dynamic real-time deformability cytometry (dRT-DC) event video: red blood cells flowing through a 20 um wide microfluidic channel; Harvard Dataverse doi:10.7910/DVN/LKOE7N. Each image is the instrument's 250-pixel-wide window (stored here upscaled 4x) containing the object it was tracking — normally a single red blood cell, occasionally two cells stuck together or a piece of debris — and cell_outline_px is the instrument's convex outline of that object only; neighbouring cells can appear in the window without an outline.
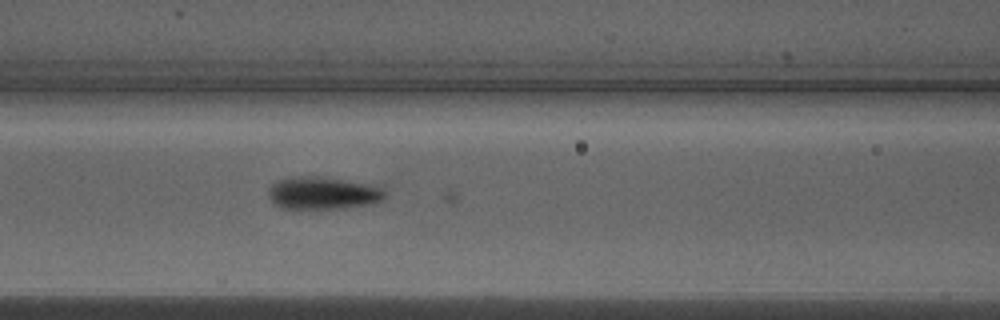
{"species": "Egyptian fruit bat (a non-hibernating species)", "species_latin": "Rousettus aegyptiacus", "temperature_condition": "warm", "stored_images_in_passage": 34, "camera_frame_rate_fps": 3000, "um_per_image_px": 0.085, "animal": {"sex": "male"}, "frame": {"image": 1, "passage_image": 5, "time_ms": 1.333, "image_size_px": [1000, 320], "cell_outline_px": [[384, 196], [380, 200], [364, 204], [336, 208], [280, 208], [268, 196], [268, 188], [272, 184], [288, 176], [316, 176], [364, 184], [384, 188]], "centroid_in_image_um": [27.33, 16.4], "position_along_channel_um": 139.3, "area_um2": 21.33}}
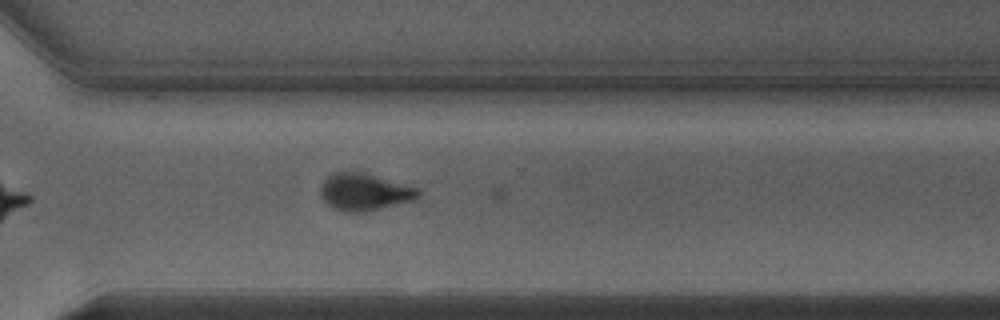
{"frame": {"image": 2, "passage_image": 20, "time_ms": 6.333, "image_size_px": [1000, 320], "cell_outline_px": [[420, 196], [412, 200], [364, 212], [344, 212], [332, 208], [324, 200], [320, 192], [320, 184], [328, 176], [336, 172], [364, 172], [420, 188]], "centroid_in_image_um": [30.97, 16.31], "position_along_channel_um": 339.6, "area_um2": 21.1}}
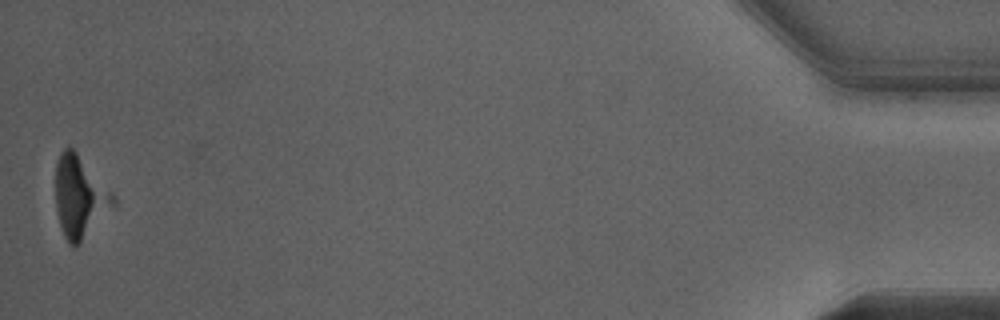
{"frame": {"image": 3, "passage_image": 34, "time_ms": 11.0, "image_size_px": [1000, 320], "cell_outline_px": [[116, 204], [76, 244], [68, 244], [64, 236], [60, 224], [56, 208], [56, 164], [60, 152], [68, 144], [76, 152], [116, 196]], "centroid_in_image_um": [6.77, 16.67], "position_along_channel_um": 428.4, "area_um2": 26.7}}